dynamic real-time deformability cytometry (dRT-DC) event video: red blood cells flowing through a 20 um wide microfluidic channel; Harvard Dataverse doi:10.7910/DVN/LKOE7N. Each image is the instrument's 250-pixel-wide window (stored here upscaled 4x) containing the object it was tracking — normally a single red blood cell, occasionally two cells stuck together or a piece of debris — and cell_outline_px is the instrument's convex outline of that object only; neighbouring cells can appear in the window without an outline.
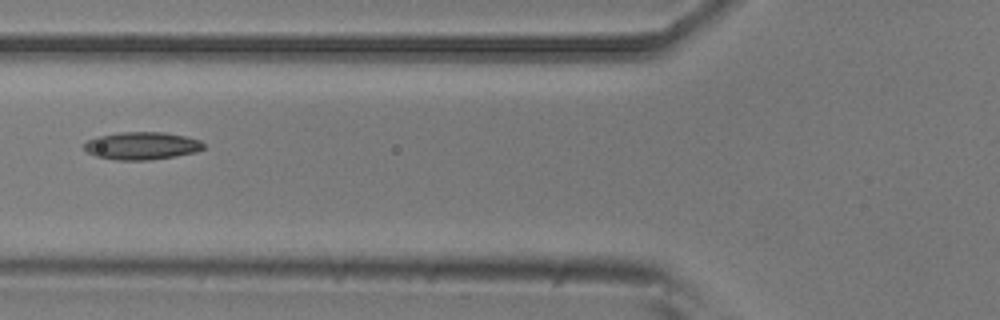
{"species": "common noctule bat (a hibernating species)", "species_latin": "Nyctalus noctula", "temperature_condition": "room temperature", "stored_images_in_passage": 10, "camera_frame_rate_fps": 3000, "um_per_image_px": 0.085, "animal": {"sex": "male", "body_mass_g": 20.5, "forearm_length_mm": 52.5}, "frame": {"image": 1, "passage_image": 6, "time_ms": 6.0, "image_size_px": [1000, 320], "cell_outline_px": [[204, 148], [196, 152], [176, 156], [148, 160], [116, 160], [96, 156], [88, 152], [84, 148], [84, 144], [88, 140], [96, 136], [120, 132], [164, 132], [184, 136], [200, 140], [204, 144]], "centroid_in_image_um": [12.05, 12.39], "position_along_channel_um": 113.8, "area_um2": 19.25}}
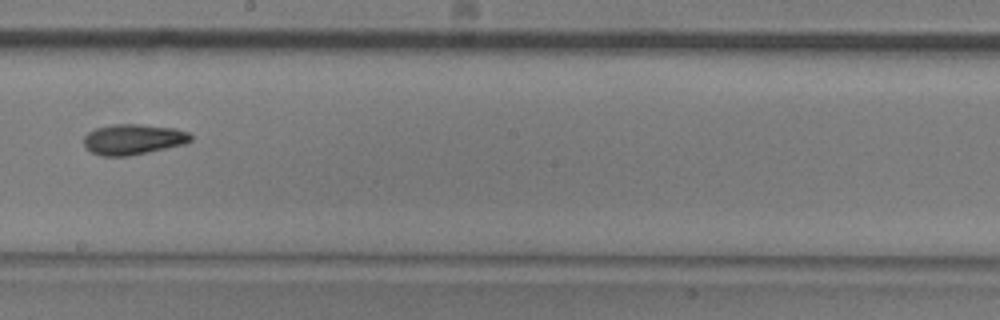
{"frame": {"image": 2, "passage_image": 9, "time_ms": 9.333, "image_size_px": [1000, 320], "cell_outline_px": [[192, 140], [184, 144], [148, 152], [128, 156], [100, 156], [92, 152], [84, 144], [84, 136], [88, 132], [96, 128], [116, 124], [140, 124], [176, 128], [188, 132], [192, 136]], "centroid_in_image_um": [11.34, 11.84], "position_along_channel_um": 236.9, "area_um2": 18.96}}
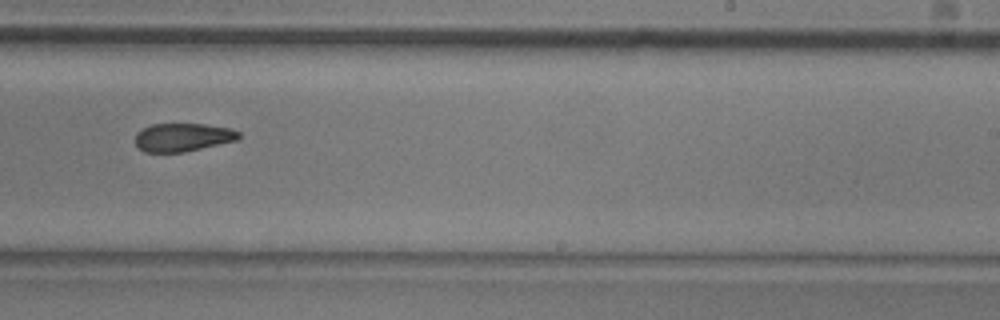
{"frame": {"image": 3, "passage_image": 10, "time_ms": 10.333, "image_size_px": [1000, 320], "cell_outline_px": [[240, 140], [184, 152], [144, 152], [136, 144], [136, 132], [140, 128], [152, 124], [204, 124], [232, 128], [240, 132]], "centroid_in_image_um": [15.57, 11.66], "position_along_channel_um": 273.4, "area_um2": 17.28}}